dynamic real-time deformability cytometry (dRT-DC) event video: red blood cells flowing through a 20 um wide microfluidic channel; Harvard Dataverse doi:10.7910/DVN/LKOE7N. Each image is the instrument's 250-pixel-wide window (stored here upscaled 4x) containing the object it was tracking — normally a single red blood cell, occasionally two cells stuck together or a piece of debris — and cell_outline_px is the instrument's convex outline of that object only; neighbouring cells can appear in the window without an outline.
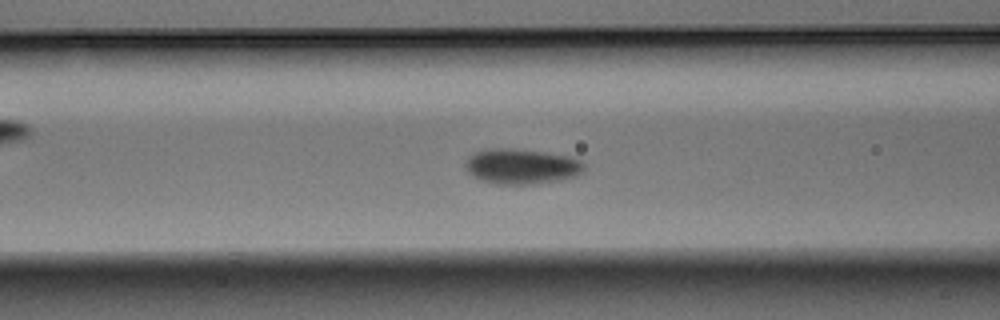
{"species": "Egyptian fruit bat (a non-hibernating species)", "species_latin": "Rousettus aegyptiacus", "temperature_condition": "warm", "stored_images_in_passage": 52, "camera_frame_rate_fps": 3000, "um_per_image_px": 0.085, "animal": {"sex": "male"}, "frame": {"image": 1, "passage_image": 20, "time_ms": 6.333, "image_size_px": [1000, 320], "cell_outline_px": [[584, 168], [576, 176], [560, 180], [532, 184], [496, 184], [480, 180], [472, 176], [464, 168], [464, 164], [468, 156], [476, 152], [492, 148], [512, 148], [544, 152], [568, 156], [580, 160], [584, 164]], "centroid_in_image_um": [44.28, 14.14], "position_along_channel_um": 122.3, "area_um2": 24.45}}
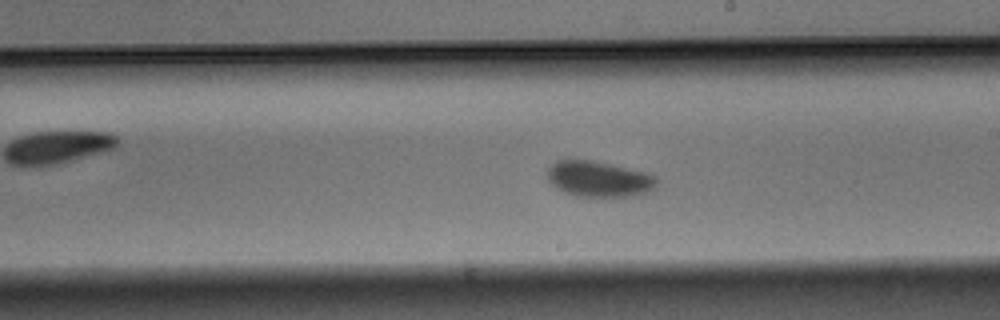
{"frame": {"image": 2, "passage_image": 29, "time_ms": 9.333, "image_size_px": [1000, 320], "cell_outline_px": [[660, 180], [656, 188], [648, 192], [628, 196], [576, 196], [564, 192], [556, 188], [548, 180], [548, 168], [556, 160], [592, 160], [612, 164], [648, 172], [656, 176]], "centroid_in_image_um": [50.96, 15.2], "position_along_channel_um": 238.0, "area_um2": 23.0}}
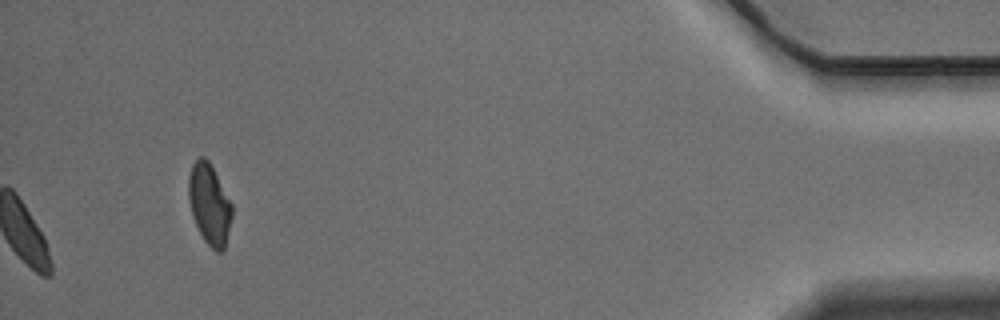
{"frame": {"image": 3, "passage_image": 52, "time_ms": 17.0, "image_size_px": [1000, 320], "cell_outline_px": [[232, 216], [224, 248], [220, 252], [216, 252], [204, 240], [192, 216], [188, 200], [188, 176], [192, 164], [200, 156], [204, 156], [208, 160], [232, 204]], "centroid_in_image_um": [17.78, 17.34], "position_along_channel_um": 417.4, "area_um2": 20.23}, "authors_computed_cell_mechanics": {"area_um2": 21.9929, "velocity_mm_per_s": 3.8694, "shape_relaxation_time_tau1_ms": 1.9125, "shape_relaxation_time_tau2_ms": null, "deformation_change_tau1": 0.0624, "deformation_change_tau2": null}}